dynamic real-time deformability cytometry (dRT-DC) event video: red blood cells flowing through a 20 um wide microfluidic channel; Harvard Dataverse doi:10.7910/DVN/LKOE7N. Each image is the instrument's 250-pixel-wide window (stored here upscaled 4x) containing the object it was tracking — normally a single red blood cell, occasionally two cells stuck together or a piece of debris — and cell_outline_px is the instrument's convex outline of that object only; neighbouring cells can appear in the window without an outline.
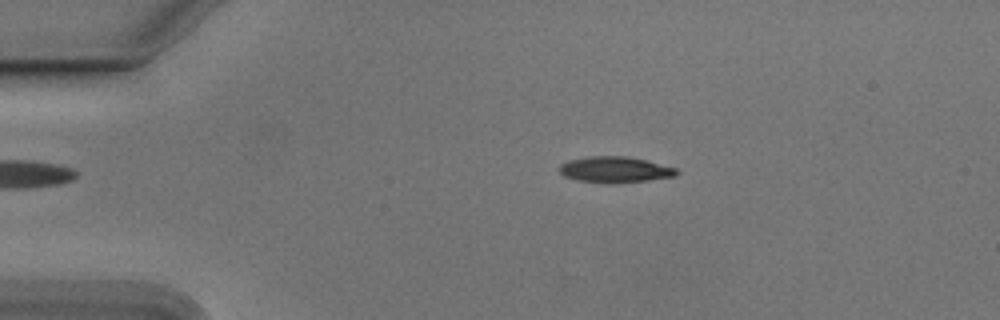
{"species": "Egyptian fruit bat (a non-hibernating species)", "species_latin": "Rousettus aegyptiacus", "temperature_condition": "cold", "stored_images_in_passage": 44, "camera_frame_rate_fps": 3000, "um_per_image_px": 0.085, "animal": {"sex": "male"}, "frame": {"image": 1, "passage_image": 1, "time_ms": 0.0, "image_size_px": [1000, 320], "cell_outline_px": [[680, 172], [676, 176], [648, 180], [576, 180], [564, 176], [560, 172], [560, 164], [568, 160], [592, 156], [624, 156], [644, 160], [676, 168]], "centroid_in_image_um": [52.28, 14.37], "position_along_channel_um": 32.7, "area_um2": 16.65}}
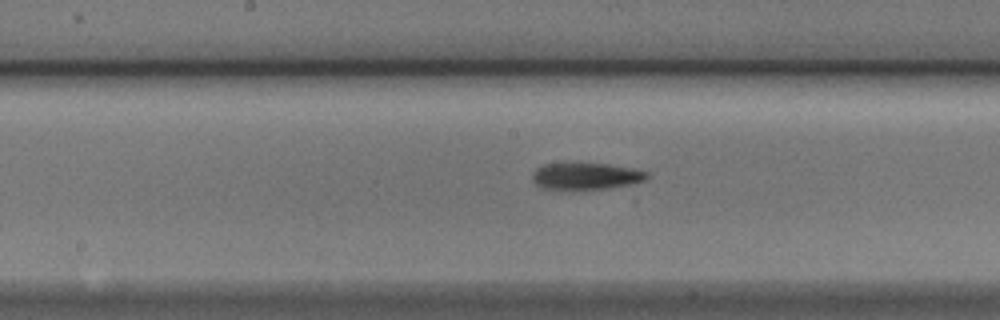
{"frame": {"image": 2, "passage_image": 18, "time_ms": 5.667, "image_size_px": [1000, 320], "cell_outline_px": [[648, 176], [644, 180], [632, 184], [612, 188], [544, 188], [536, 184], [532, 180], [532, 172], [536, 168], [544, 164], [608, 164], [632, 168], [648, 172]], "centroid_in_image_um": [49.82, 14.96], "position_along_channel_um": 198.4, "area_um2": 17.4}}
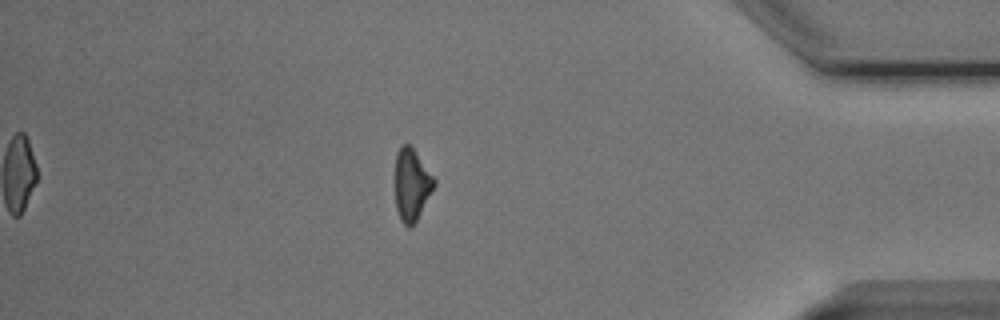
{"frame": {"image": 3, "passage_image": 37, "time_ms": 12.0, "image_size_px": [1000, 320], "cell_outline_px": [[436, 184], [416, 220], [408, 228], [400, 220], [396, 208], [396, 152], [404, 144], [408, 144], [412, 148], [436, 180]], "centroid_in_image_um": [34.99, 15.71], "position_along_channel_um": 400.2, "area_um2": 15.9}, "authors_computed_cell_mechanics": {"area_um2": 17.2822, "velocity_mm_per_s": 3.7833, "shape_relaxation_time_tau1_ms": 5.0759, "shape_relaxation_time_tau2_ms": null, "deformation_change_tau1": 0.1567, "deformation_change_tau2": null}}